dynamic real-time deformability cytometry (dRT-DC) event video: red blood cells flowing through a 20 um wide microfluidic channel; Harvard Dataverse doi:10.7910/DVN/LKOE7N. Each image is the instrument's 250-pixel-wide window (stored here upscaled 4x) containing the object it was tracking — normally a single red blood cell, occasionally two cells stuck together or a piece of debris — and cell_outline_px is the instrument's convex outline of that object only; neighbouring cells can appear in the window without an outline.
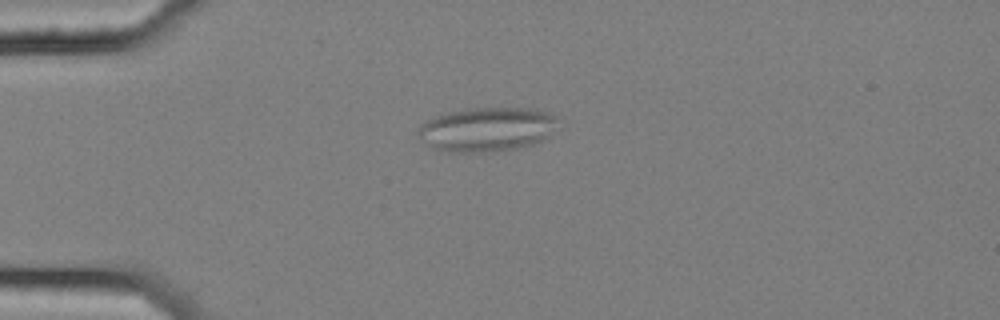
{"species": "common noctule bat (a hibernating species)", "species_latin": "Nyctalus noctula", "temperature_condition": "cold", "stored_images_in_passage": 1, "camera_frame_rate_fps": 3000, "um_per_image_px": 0.085, "animal": {"sex": "female", "body_mass_g": 25.1}, "frame": {"image": 1, "passage_image": 1, "time_ms": 0.0, "image_size_px": [1000, 320], "cell_outline_px": [[556, 128], [548, 136], [532, 144], [516, 148], [484, 152], [448, 152], [436, 148], [424, 140], [416, 132], [416, 128], [420, 124], [436, 116], [448, 112], [464, 108], [536, 108], [548, 112], [556, 116]], "centroid_in_image_um": [41.39, 10.97], "position_along_channel_um": 43.6, "area_um2": 35.84}}